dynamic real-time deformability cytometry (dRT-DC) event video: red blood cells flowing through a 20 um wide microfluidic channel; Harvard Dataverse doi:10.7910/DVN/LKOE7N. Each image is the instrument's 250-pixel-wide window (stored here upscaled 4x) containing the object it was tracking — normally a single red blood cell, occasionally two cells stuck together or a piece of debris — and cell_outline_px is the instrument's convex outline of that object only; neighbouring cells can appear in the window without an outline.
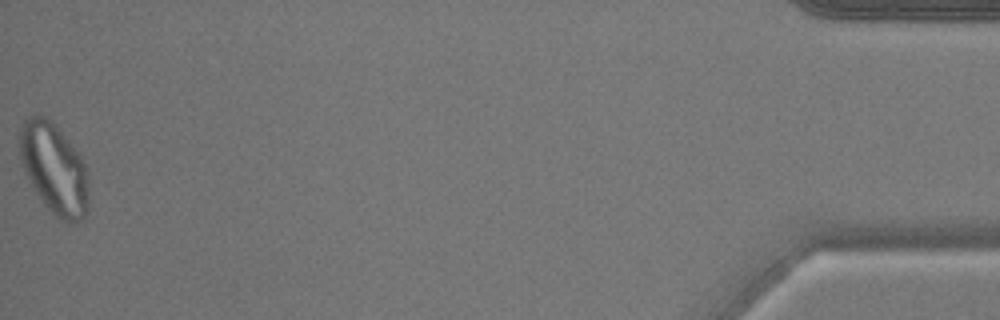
{"species": "common noctule bat (a hibernating species)", "species_latin": "Nyctalus noctula", "temperature_condition": "warm", "stored_images_in_passage": 38, "camera_frame_rate_fps": 3000, "um_per_image_px": 0.085, "animal": {"sex": "male", "body_mass_g": 17.9}, "frame": {"image": 1, "passage_image": 38, "time_ms": 12.333, "image_size_px": [1000, 320], "cell_outline_px": [[88, 212], [80, 220], [72, 224], [68, 224], [60, 220], [44, 204], [32, 188], [24, 172], [20, 160], [20, 128], [24, 120], [36, 112], [44, 116], [56, 124], [80, 156], [84, 164], [88, 176]], "centroid_in_image_um": [4.59, 14.34], "position_along_channel_um": 430.6, "area_um2": 36.88}}